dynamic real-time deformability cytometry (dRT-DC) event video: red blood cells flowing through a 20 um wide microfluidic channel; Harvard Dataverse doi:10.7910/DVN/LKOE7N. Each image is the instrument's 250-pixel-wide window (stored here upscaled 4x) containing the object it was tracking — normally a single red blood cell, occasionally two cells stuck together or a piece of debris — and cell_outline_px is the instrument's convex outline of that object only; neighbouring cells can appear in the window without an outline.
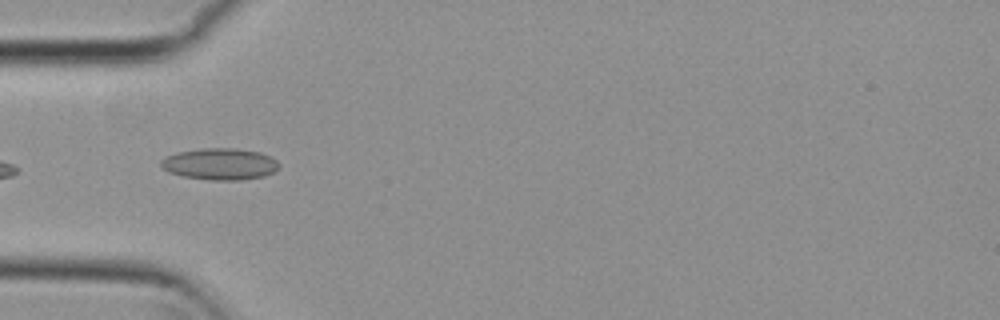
{"species": "common noctule bat (a hibernating species)", "species_latin": "Nyctalus noctula", "temperature_condition": "cold", "stored_images_in_passage": 7, "camera_frame_rate_fps": 3000, "um_per_image_px": 0.085, "animal": {"sex": "female", "body_mass_g": 29.2, "forearm_length_mm": 56.3}, "frame": {"image": 1, "passage_image": 5, "time_ms": 1.333, "image_size_px": [1000, 320], "cell_outline_px": [[280, 164], [272, 172], [264, 176], [240, 180], [212, 180], [184, 176], [168, 172], [160, 164], [160, 160], [176, 152], [204, 148], [232, 148], [260, 152], [276, 160]], "centroid_in_image_um": [18.68, 13.94], "position_along_channel_um": 66.3, "area_um2": 21.5}}
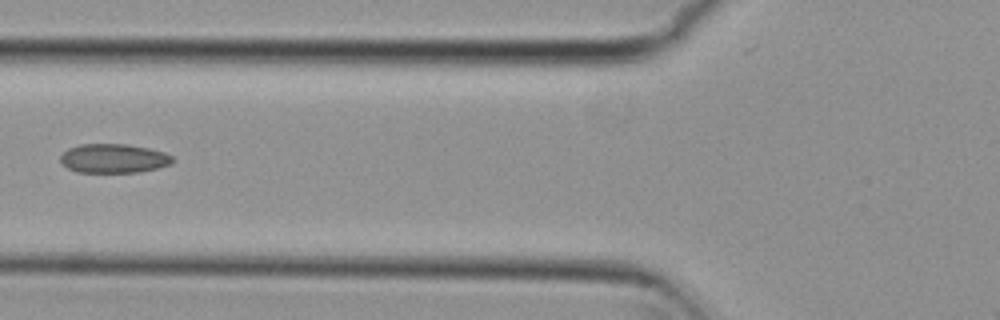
{"frame": {"image": 2, "passage_image": 6, "time_ms": 1.667, "image_size_px": [1000, 320], "cell_outline_px": [[172, 164], [140, 172], [76, 172], [68, 168], [60, 160], [60, 156], [68, 148], [80, 144], [128, 144], [148, 148], [164, 152], [172, 156]], "centroid_in_image_um": [9.65, 13.46], "position_along_channel_um": 116.1, "area_um2": 18.96}}
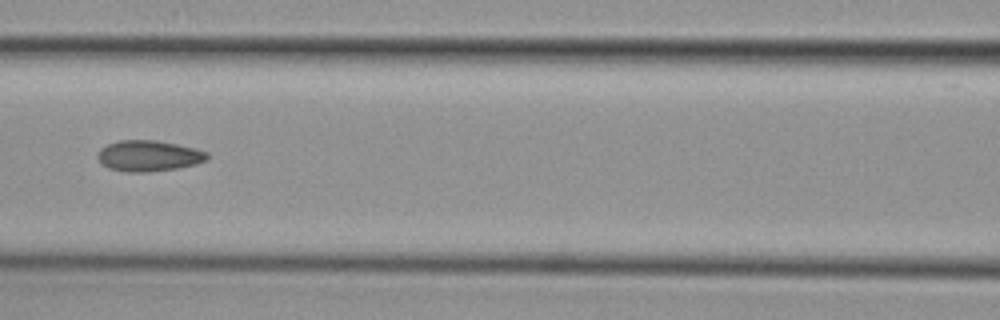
{"frame": {"image": 3, "passage_image": 7, "time_ms": 2.0, "image_size_px": [1000, 320], "cell_outline_px": [[208, 160], [196, 164], [176, 168], [148, 172], [128, 172], [108, 168], [100, 164], [96, 156], [100, 148], [108, 144], [120, 140], [156, 140], [196, 148], [208, 152]], "centroid_in_image_um": [12.62, 13.25], "position_along_channel_um": 154.0, "area_um2": 19.88}}